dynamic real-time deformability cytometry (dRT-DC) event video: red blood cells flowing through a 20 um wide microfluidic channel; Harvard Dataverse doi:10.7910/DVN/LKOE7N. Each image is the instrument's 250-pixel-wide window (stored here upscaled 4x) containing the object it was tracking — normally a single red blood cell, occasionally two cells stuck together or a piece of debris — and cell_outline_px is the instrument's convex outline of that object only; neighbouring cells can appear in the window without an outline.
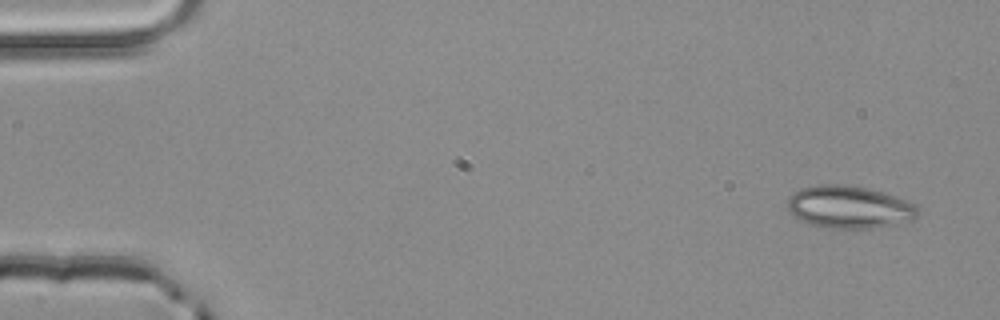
{"species": "common noctule bat (a hibernating species)", "species_latin": "Nyctalus noctula", "temperature_condition": "room temperature", "stored_images_in_passage": 4, "camera_frame_rate_fps": 3000, "um_per_image_px": 0.085, "animal": {"sex": "male", "body_mass_g": 20.4}, "frame": {"image": 1, "passage_image": 1, "time_ms": 0.0, "image_size_px": [1000, 320], "cell_outline_px": [[920, 212], [912, 220], [896, 224], [872, 228], [836, 228], [812, 224], [800, 220], [788, 212], [788, 200], [792, 192], [800, 188], [820, 184], [844, 184], [868, 188], [896, 196], [916, 204], [920, 208]], "centroid_in_image_um": [72.2, 17.58], "position_along_channel_um": 12.8, "area_um2": 32.43}}